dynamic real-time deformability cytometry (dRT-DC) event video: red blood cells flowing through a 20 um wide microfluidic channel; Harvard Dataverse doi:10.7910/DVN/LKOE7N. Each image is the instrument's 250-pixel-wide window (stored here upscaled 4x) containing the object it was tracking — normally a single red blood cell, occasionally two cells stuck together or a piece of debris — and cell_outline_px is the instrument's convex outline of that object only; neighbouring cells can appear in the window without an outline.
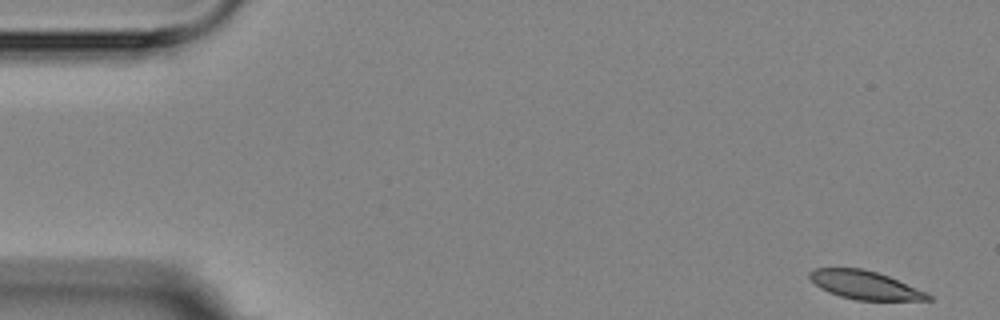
{"species": "Egyptian fruit bat (a non-hibernating species)", "species_latin": "Rousettus aegyptiacus", "temperature_condition": "room temperature", "stored_images_in_passage": 5, "camera_frame_rate_fps": 3000, "um_per_image_px": 0.085, "animal": {"sex": "female"}, "frame": {"image": 1, "passage_image": 1, "time_ms": 0.0, "image_size_px": [1000, 320], "cell_outline_px": [[932, 300], [856, 300], [840, 296], [828, 292], [820, 288], [808, 276], [808, 272], [812, 268], [860, 268], [876, 272], [888, 276], [924, 292], [932, 296]], "centroid_in_image_um": [73.45, 24.22], "position_along_channel_um": 11.5, "area_um2": 19.31}}
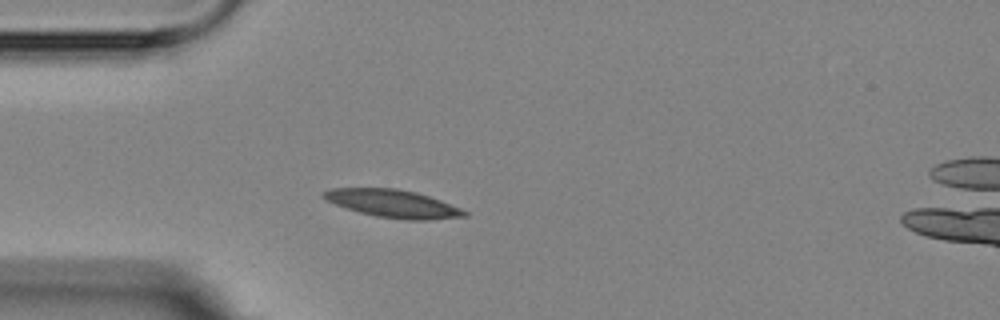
{"frame": {"image": 2, "passage_image": 5, "time_ms": 4.333, "image_size_px": [1000, 320], "cell_outline_px": [[468, 216], [432, 220], [404, 220], [376, 216], [360, 212], [324, 200], [320, 196], [320, 192], [328, 188], [396, 188], [416, 192], [440, 200], [460, 208], [468, 212]], "centroid_in_image_um": [33.37, 17.3], "position_along_channel_um": 51.6, "area_um2": 22.95}}